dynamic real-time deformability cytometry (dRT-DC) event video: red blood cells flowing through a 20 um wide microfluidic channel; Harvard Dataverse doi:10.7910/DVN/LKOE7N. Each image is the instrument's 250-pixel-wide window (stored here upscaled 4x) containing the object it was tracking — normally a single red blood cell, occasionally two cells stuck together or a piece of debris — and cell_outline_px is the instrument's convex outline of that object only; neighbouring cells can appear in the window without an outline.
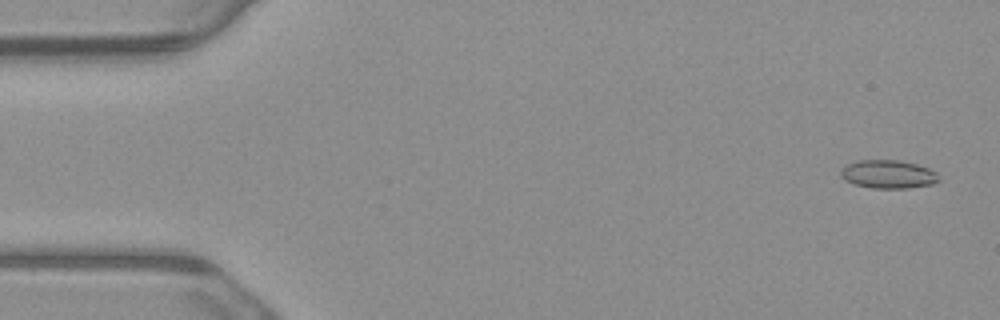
{"species": "common noctule bat (a hibernating species)", "species_latin": "Nyctalus noctula", "temperature_condition": "warm", "stored_images_in_passage": 5, "camera_frame_rate_fps": 3000, "um_per_image_px": 0.085, "animal": {"sex": "male", "body_mass_g": 23.1, "forearm_length_mm": 52.7}, "frame": {"image": 1, "passage_image": 1, "time_ms": 0.0, "image_size_px": [1000, 320], "cell_outline_px": [[940, 180], [932, 184], [908, 188], [872, 188], [856, 184], [844, 180], [840, 176], [840, 168], [844, 164], [860, 160], [896, 160], [916, 164], [928, 168], [936, 172]], "centroid_in_image_um": [75.45, 14.8], "position_along_channel_um": 9.5, "area_um2": 16.24}}
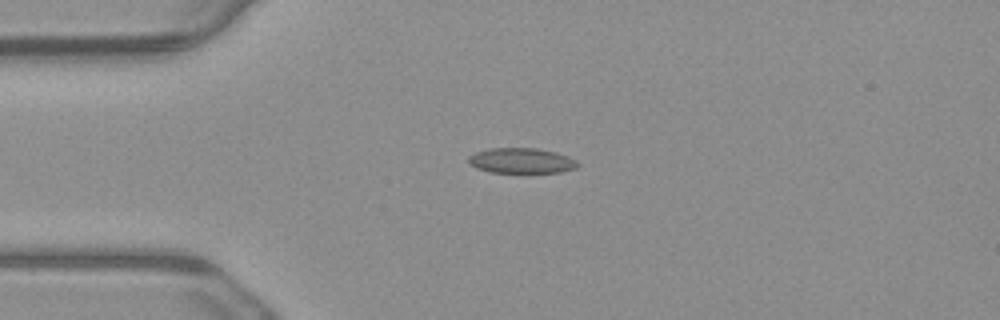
{"frame": {"image": 2, "passage_image": 4, "time_ms": 1.0, "image_size_px": [1000, 320], "cell_outline_px": [[580, 164], [576, 168], [560, 172], [488, 172], [476, 168], [468, 164], [468, 156], [476, 152], [488, 148], [536, 148], [556, 152], [568, 156], [576, 160]], "centroid_in_image_um": [44.3, 13.65], "position_along_channel_um": 40.7, "area_um2": 16.18}}